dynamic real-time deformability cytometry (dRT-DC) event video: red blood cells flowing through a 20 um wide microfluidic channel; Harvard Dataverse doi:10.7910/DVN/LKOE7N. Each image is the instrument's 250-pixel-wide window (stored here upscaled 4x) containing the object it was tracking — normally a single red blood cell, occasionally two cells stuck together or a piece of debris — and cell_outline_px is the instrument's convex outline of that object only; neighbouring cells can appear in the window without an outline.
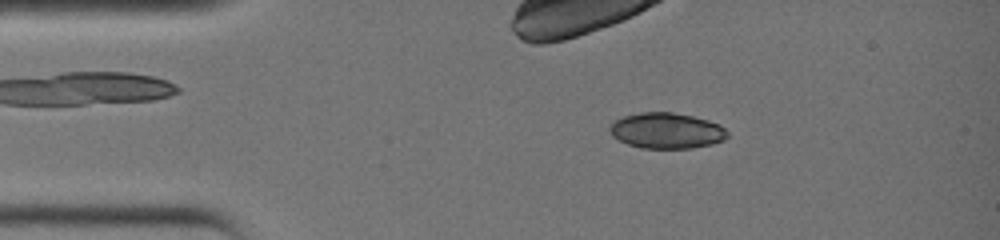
{"species": "common noctule bat (a hibernating species)", "species_latin": "Nyctalus noctula", "temperature_condition": "warm", "stored_images_in_passage": 16, "camera_frame_rate_fps": 3000, "um_per_image_px": 0.085, "animal": {"sex": "female", "body_mass_g": 19.0, "forearm_length_mm": 51.5}, "frame": {"image": 1, "passage_image": 7, "time_ms": 2.0, "image_size_px": [1000, 240], "cell_outline_px": [[728, 136], [724, 140], [712, 144], [692, 148], [640, 148], [628, 144], [612, 136], [608, 128], [616, 120], [624, 116], [640, 112], [672, 112], [692, 116], [708, 120], [720, 124], [728, 132]], "centroid_in_image_um": [56.67, 11.11], "position_along_channel_um": 28.3, "area_um2": 24.51}}
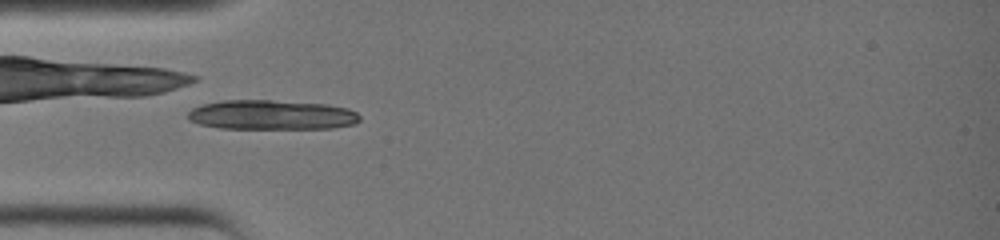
{"frame": {"image": 2, "passage_image": 12, "time_ms": 3.667, "image_size_px": [1000, 240], "cell_outline_px": [[360, 120], [356, 124], [332, 128], [220, 128], [200, 124], [188, 120], [188, 112], [192, 108], [204, 104], [224, 100], [272, 100], [328, 104], [348, 108], [356, 112], [360, 116]], "centroid_in_image_um": [23.12, 9.76], "position_along_channel_um": 61.9, "area_um2": 29.71}}